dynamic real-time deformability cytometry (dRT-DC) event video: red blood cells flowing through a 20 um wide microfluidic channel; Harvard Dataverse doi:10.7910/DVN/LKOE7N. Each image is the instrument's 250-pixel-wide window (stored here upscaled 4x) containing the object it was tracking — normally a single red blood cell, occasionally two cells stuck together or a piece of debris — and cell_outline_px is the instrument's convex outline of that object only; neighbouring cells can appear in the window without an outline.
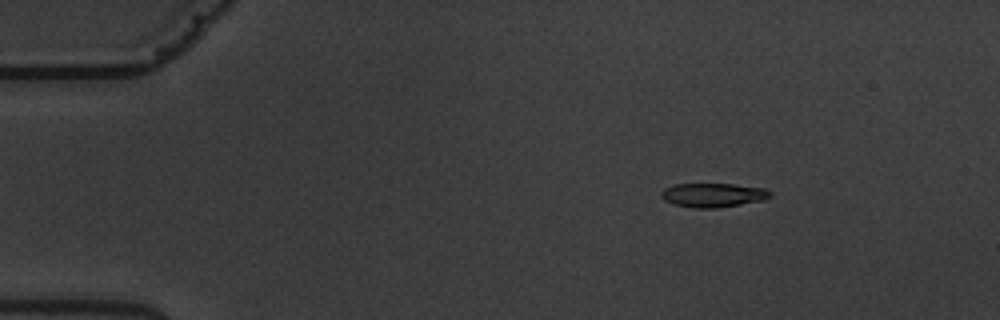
{"species": "common noctule bat (a hibernating species)", "species_latin": "Nyctalus noctula", "temperature_condition": "warm", "stored_images_in_passage": 6, "camera_frame_rate_fps": 3000, "um_per_image_px": 0.085, "animal": {"sex": "male", "body_mass_g": 19.5, "forearm_length_mm": 54.6}, "frame": {"image": 1, "passage_image": 2, "time_ms": 2.333, "image_size_px": [1000, 320], "cell_outline_px": [[772, 196], [764, 200], [716, 208], [692, 208], [676, 204], [664, 200], [660, 196], [660, 192], [664, 188], [676, 184], [732, 184], [764, 188], [772, 192]], "centroid_in_image_um": [60.61, 16.58], "position_along_channel_um": 24.4, "area_um2": 15.26}}
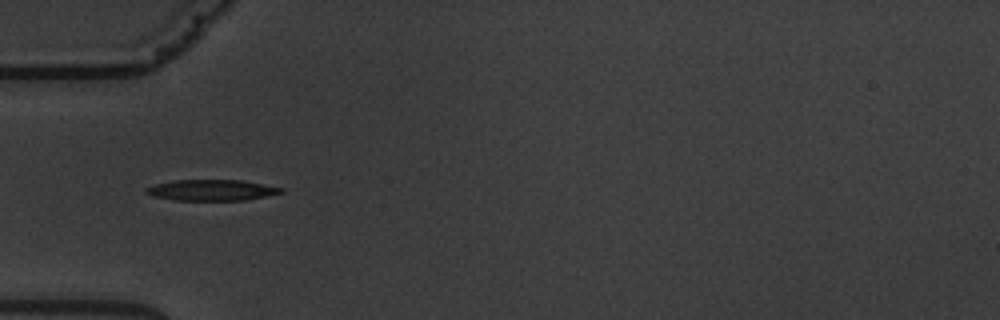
{"frame": {"image": 2, "passage_image": 4, "time_ms": 5.667, "image_size_px": [1000, 320], "cell_outline_px": [[284, 192], [244, 200], [176, 200], [152, 196], [144, 192], [144, 188], [156, 184], [172, 180], [244, 180], [284, 188]], "centroid_in_image_um": [17.97, 16.15], "position_along_channel_um": 67.0, "area_um2": 16.47}}